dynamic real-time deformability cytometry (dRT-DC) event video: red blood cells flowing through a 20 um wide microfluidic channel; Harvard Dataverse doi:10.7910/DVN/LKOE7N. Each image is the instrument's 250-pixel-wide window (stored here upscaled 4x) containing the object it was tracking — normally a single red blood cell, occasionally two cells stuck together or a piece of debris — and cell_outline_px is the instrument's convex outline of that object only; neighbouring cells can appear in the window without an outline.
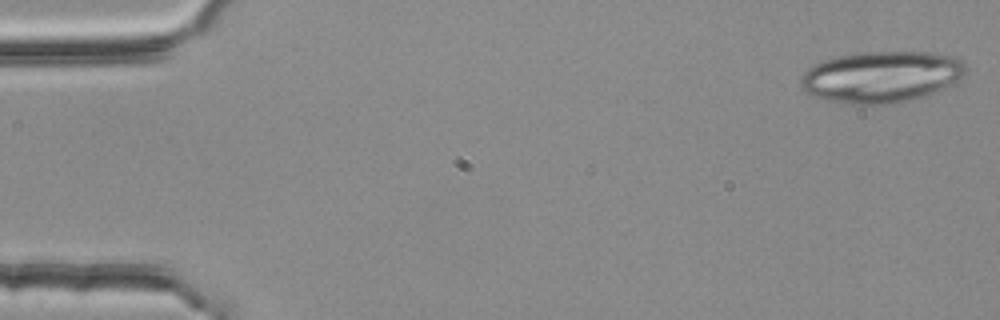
{"species": "common noctule bat (a hibernating species)", "species_latin": "Nyctalus noctula", "temperature_condition": "room temperature", "stored_images_in_passage": 53, "camera_frame_rate_fps": 3000, "um_per_image_px": 0.085, "animal": {"sex": "female", "body_mass_g": 25.1}, "frame": {"image": 1, "passage_image": 1, "time_ms": 0.0, "image_size_px": [1000, 320], "cell_outline_px": [[968, 68], [964, 76], [944, 88], [936, 92], [924, 96], [908, 100], [884, 104], [852, 104], [812, 96], [804, 92], [800, 84], [800, 80], [804, 72], [808, 68], [824, 60], [840, 56], [860, 52], [928, 52], [952, 56], [960, 60]], "centroid_in_image_um": [74.92, 6.52], "position_along_channel_um": 10.1, "area_um2": 49.13}}
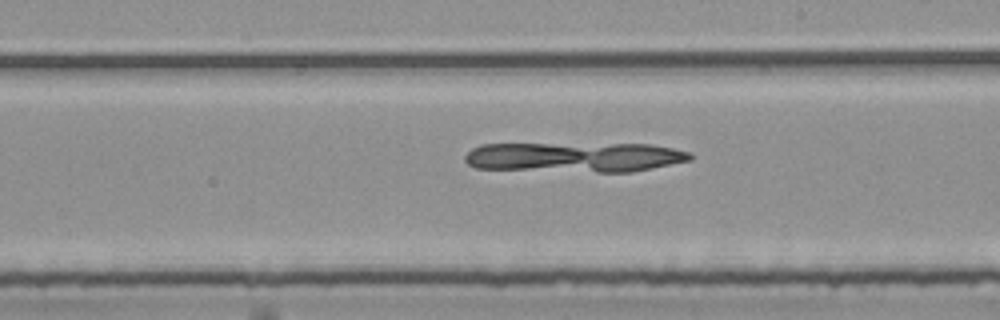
{"frame": {"image": 2, "passage_image": 30, "time_ms": 9.667, "image_size_px": [1000, 320], "cell_outline_px": [[692, 160], [652, 168], [628, 172], [596, 172], [476, 168], [468, 164], [464, 160], [464, 156], [472, 148], [480, 144], [652, 144], [692, 152]], "centroid_in_image_um": [48.86, 13.35], "position_along_channel_um": 240.1, "area_um2": 39.36}}
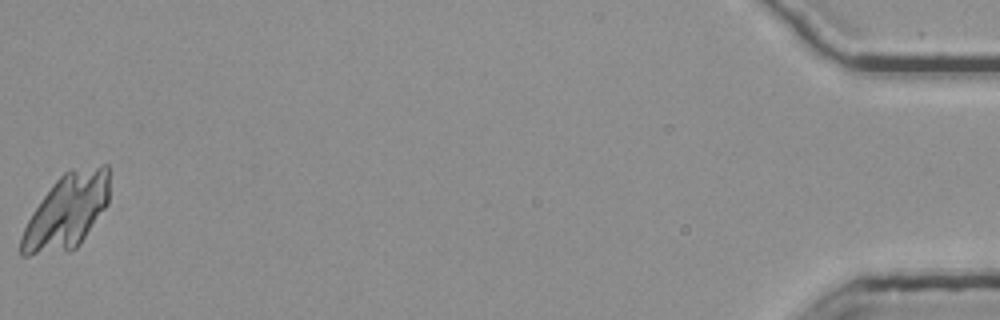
{"frame": {"image": 3, "passage_image": 53, "time_ms": 17.333, "image_size_px": [1000, 320], "cell_outline_px": [[108, 204], [80, 244], [76, 248], [68, 252], [28, 256], [20, 256], [20, 236], [32, 212], [52, 184], [64, 172], [72, 168], [100, 164], [108, 164]], "centroid_in_image_um": [5.66, 17.99], "position_along_channel_um": 429.5, "area_um2": 38.73}}